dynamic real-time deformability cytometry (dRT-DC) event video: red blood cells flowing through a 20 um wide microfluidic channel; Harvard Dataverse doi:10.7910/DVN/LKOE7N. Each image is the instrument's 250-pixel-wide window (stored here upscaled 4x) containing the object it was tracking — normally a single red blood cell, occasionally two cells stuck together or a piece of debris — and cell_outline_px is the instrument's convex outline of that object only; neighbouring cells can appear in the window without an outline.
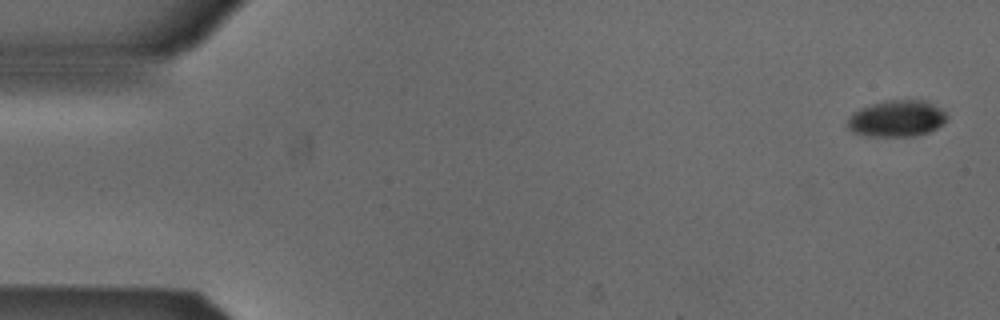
{"species": "Egyptian fruit bat (a non-hibernating species)", "species_latin": "Rousettus aegyptiacus", "temperature_condition": "cold", "stored_images_in_passage": 5, "camera_frame_rate_fps": 3000, "um_per_image_px": 0.085, "animal": {"sex": "male"}, "frame": {"image": 1, "passage_image": 1, "time_ms": 0.0, "image_size_px": [1000, 320], "cell_outline_px": [[948, 120], [944, 124], [928, 132], [912, 136], [868, 136], [852, 132], [844, 124], [848, 116], [852, 112], [872, 104], [888, 100], [924, 100], [940, 108], [948, 116]], "centroid_in_image_um": [76.19, 10.08], "position_along_channel_um": 8.8, "area_um2": 21.27}}
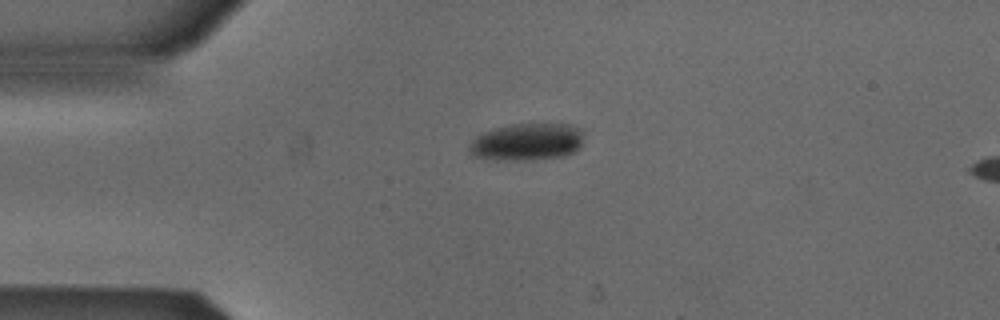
{"frame": {"image": 2, "passage_image": 4, "time_ms": 1.0, "image_size_px": [1000, 320], "cell_outline_px": [[584, 132], [580, 148], [576, 152], [564, 156], [532, 160], [500, 160], [472, 156], [468, 152], [468, 144], [476, 136], [484, 132], [496, 128], [512, 124], [568, 124], [580, 128]], "centroid_in_image_um": [44.8, 12.07], "position_along_channel_um": 40.2, "area_um2": 25.14}}